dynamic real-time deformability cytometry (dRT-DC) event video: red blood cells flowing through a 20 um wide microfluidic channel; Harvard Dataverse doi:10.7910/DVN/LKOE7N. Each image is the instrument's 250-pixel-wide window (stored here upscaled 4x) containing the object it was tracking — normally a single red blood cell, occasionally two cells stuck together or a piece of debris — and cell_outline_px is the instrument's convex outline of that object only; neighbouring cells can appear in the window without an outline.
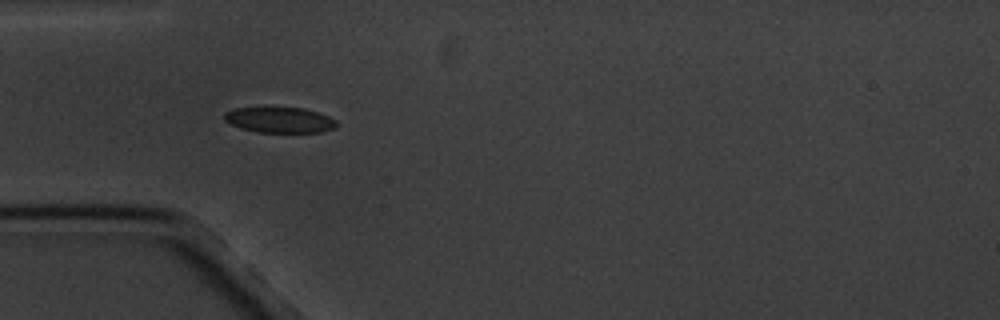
{"species": "common noctule bat (a hibernating species)", "species_latin": "Nyctalus noctula", "temperature_condition": "cold", "stored_images_in_passage": 5, "camera_frame_rate_fps": 3000, "um_per_image_px": 0.085, "animal": {"sex": "male", "body_mass_g": 20.1, "forearm_length_mm": 53.5}, "frame": {"image": 1, "passage_image": 4, "time_ms": 3.667, "image_size_px": [1000, 320], "cell_outline_px": [[336, 128], [320, 132], [256, 132], [240, 128], [224, 120], [224, 112], [232, 108], [304, 108], [328, 116], [336, 120]], "centroid_in_image_um": [23.75, 10.2], "position_along_channel_um": 61.3, "area_um2": 16.65}}
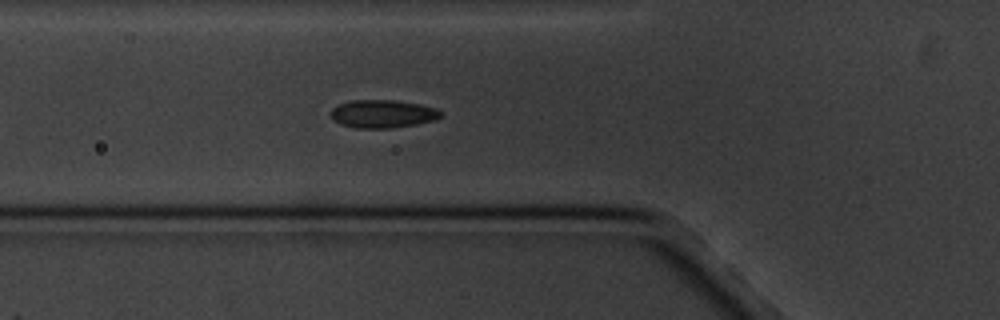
{"frame": {"image": 2, "passage_image": 5, "time_ms": 4.667, "image_size_px": [1000, 320], "cell_outline_px": [[440, 116], [436, 120], [416, 124], [392, 128], [356, 128], [340, 124], [332, 120], [328, 116], [332, 108], [340, 104], [352, 100], [396, 100], [420, 104], [436, 108], [440, 112]], "centroid_in_image_um": [32.48, 9.68], "position_along_channel_um": 93.3, "area_um2": 18.09}}